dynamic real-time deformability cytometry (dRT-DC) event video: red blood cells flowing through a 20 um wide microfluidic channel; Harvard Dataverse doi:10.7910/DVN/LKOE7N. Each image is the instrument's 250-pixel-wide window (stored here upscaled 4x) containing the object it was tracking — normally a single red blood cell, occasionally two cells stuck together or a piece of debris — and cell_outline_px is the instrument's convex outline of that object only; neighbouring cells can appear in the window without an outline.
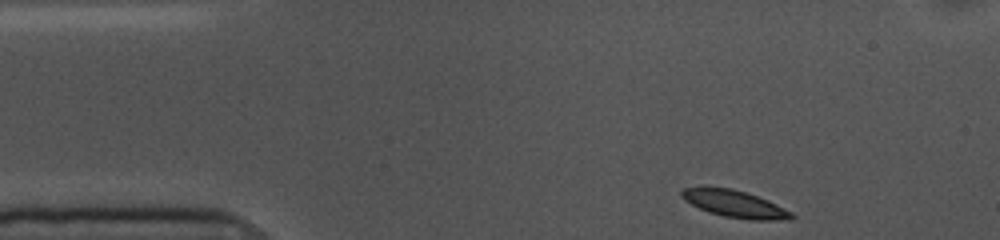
{"species": "common noctule bat (a hibernating species)", "species_latin": "Nyctalus noctula", "temperature_condition": "cold", "stored_images_in_passage": 50, "segment_of_instrument_passage": [1, 2], "camera_frame_rate_fps": 3000, "um_per_image_px": 0.085, "animal": {"sex": "female", "body_mass_g": 10.0, "forearm_length_mm": 53.1}, "frame": {"image": 1, "passage_image": 1, "time_ms": 0.0, "image_size_px": [1000, 240], "cell_outline_px": [[796, 216], [792, 220], [748, 220], [724, 216], [708, 212], [684, 200], [680, 196], [680, 192], [684, 188], [704, 184], [732, 188], [768, 200], [792, 212]], "centroid_in_image_um": [62.41, 17.3], "position_along_channel_um": 22.6, "area_um2": 17.86}}
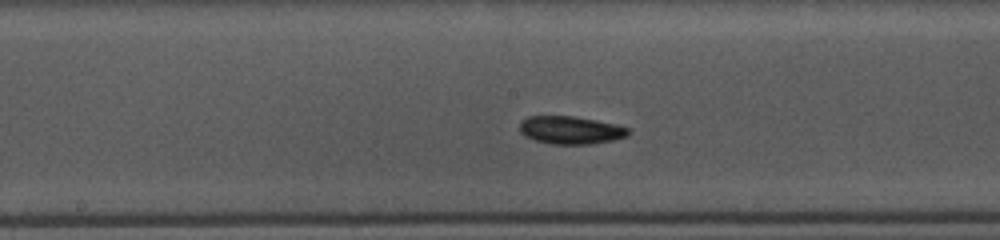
{"frame": {"image": 2, "passage_image": 21, "time_ms": 6.667, "image_size_px": [1000, 240], "cell_outline_px": [[632, 132], [628, 136], [612, 140], [588, 144], [552, 144], [536, 140], [524, 136], [520, 132], [520, 124], [528, 116], [572, 116], [596, 120], [616, 124], [628, 128]], "centroid_in_image_um": [48.53, 11.06], "position_along_channel_um": 199.7, "area_um2": 17.57}}
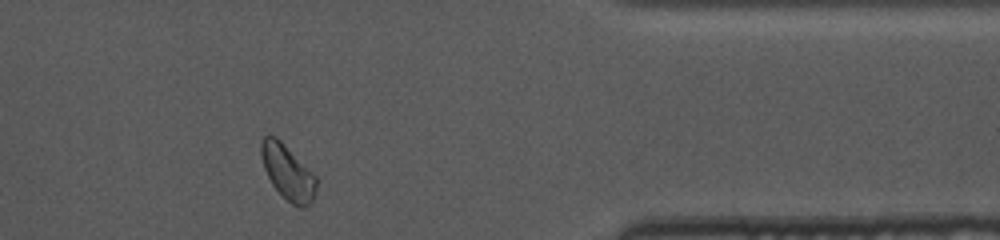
{"frame": {"image": 3, "passage_image": 39, "time_ms": 12.667, "image_size_px": [1000, 240], "cell_outline_px": [[316, 192], [312, 200], [304, 208], [300, 208], [292, 204], [272, 184], [264, 168], [260, 152], [260, 140], [264, 136], [276, 136], [316, 176]], "centroid_in_image_um": [24.44, 14.63], "position_along_channel_um": 387.0, "area_um2": 17.34}}